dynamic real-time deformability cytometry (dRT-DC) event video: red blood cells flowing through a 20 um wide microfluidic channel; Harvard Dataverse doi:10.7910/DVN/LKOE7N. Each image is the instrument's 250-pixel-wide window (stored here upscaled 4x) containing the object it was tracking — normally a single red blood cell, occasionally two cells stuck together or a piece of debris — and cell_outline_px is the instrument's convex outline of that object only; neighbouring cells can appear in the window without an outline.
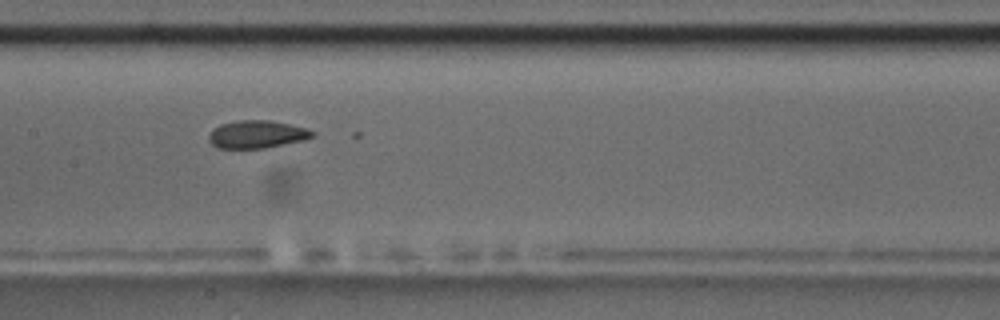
{"species": "common noctule bat (a hibernating species)", "species_latin": "Nyctalus noctula", "temperature_condition": "room temperature", "stored_images_in_passage": 15, "camera_frame_rate_fps": 3000, "um_per_image_px": 0.085, "animal": {"sex": "male", "body_mass_g": 17.5, "forearm_length_mm": 52.3}, "frame": {"image": 1, "passage_image": 8, "time_ms": 9.0, "image_size_px": [1000, 320], "cell_outline_px": [[316, 132], [312, 136], [304, 140], [264, 148], [216, 148], [208, 140], [208, 136], [212, 128], [220, 124], [240, 120], [272, 120], [308, 128]], "centroid_in_image_um": [21.82, 11.41], "position_along_channel_um": 185.6, "area_um2": 16.88}}